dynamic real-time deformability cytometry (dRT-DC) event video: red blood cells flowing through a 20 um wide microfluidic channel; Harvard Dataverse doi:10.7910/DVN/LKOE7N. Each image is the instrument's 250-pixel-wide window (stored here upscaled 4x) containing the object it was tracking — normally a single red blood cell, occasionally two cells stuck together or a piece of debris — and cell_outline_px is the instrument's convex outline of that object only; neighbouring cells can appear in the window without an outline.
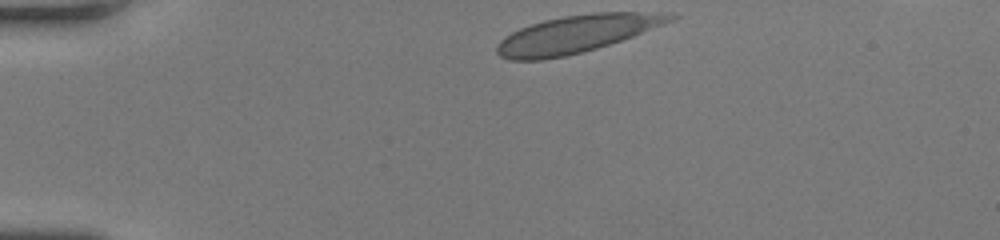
{"species": "human", "species_latin": "Homo sapiens", "temperature_condition": "room temperature", "stored_images_in_passage": 34, "camera_frame_rate_fps": 3000, "um_per_image_px": 0.085, "donor": {"sex": "female"}, "frame": {"image": 1, "passage_image": 1, "time_ms": 0.0, "image_size_px": [1000, 240], "cell_outline_px": [[680, 16], [664, 24], [632, 36], [596, 48], [564, 56], [544, 60], [508, 60], [500, 56], [496, 52], [496, 44], [504, 36], [520, 28], [544, 20], [564, 16], [596, 12], [664, 12]], "centroid_in_image_um": [48.97, 2.88], "position_along_channel_um": 36.0, "area_um2": 37.57}}
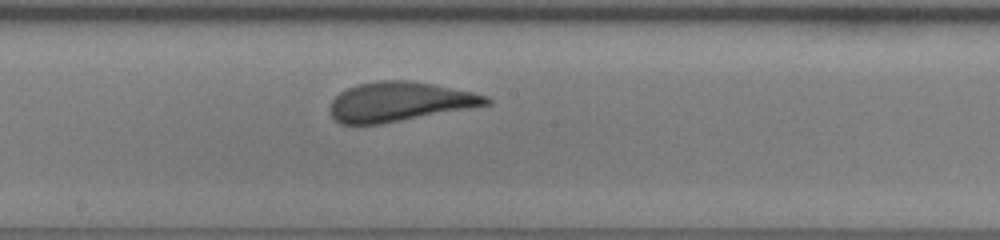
{"frame": {"image": 2, "passage_image": 19, "time_ms": 6.0, "image_size_px": [1000, 240], "cell_outline_px": [[492, 104], [380, 124], [340, 124], [332, 120], [328, 108], [332, 100], [340, 92], [356, 84], [380, 80], [408, 80], [432, 84], [472, 92], [488, 96], [492, 100]], "centroid_in_image_um": [33.91, 8.65], "position_along_channel_um": 214.3, "area_um2": 35.95}}
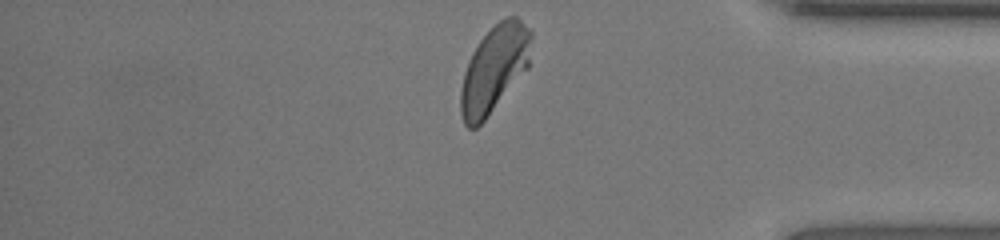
{"frame": {"image": 3, "passage_image": 34, "time_ms": 11.0, "image_size_px": [1000, 240], "cell_outline_px": [[532, 36], [528, 68], [484, 120], [476, 128], [468, 128], [464, 124], [460, 112], [460, 92], [464, 72], [472, 52], [480, 40], [504, 16], [516, 16], [532, 32]], "centroid_in_image_um": [42.0, 5.86], "position_along_channel_um": 393.2, "area_um2": 35.37}, "authors_computed_cell_mechanics": {"area_um2": 36.2406, "velocity_mm_per_s": 3.9451, "shape_relaxation_time_tau1_ms": 3.2666, "shape_relaxation_time_tau2_ms": null, "deformation_change_tau1": 0.1593, "deformation_change_tau2": null}}